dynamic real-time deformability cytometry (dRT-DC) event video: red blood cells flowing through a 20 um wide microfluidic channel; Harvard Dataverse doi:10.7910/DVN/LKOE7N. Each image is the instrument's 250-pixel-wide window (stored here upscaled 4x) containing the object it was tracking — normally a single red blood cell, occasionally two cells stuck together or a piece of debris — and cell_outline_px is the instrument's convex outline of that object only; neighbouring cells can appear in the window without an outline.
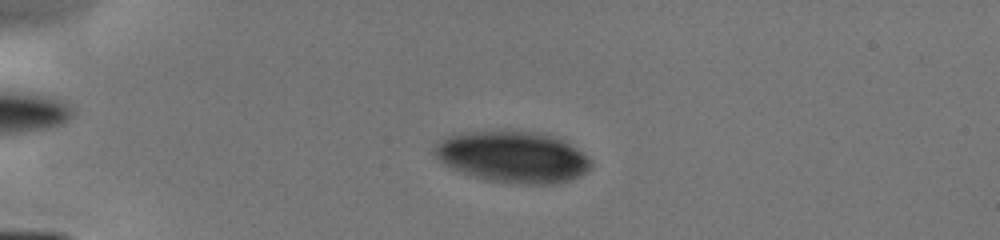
{"species": "human", "species_latin": "Homo sapiens", "temperature_condition": "cold", "stored_images_in_passage": 15, "camera_frame_rate_fps": 3000, "um_per_image_px": 0.085, "donor": {"sex": "male"}, "frame": {"image": 1, "passage_image": 11, "time_ms": 3.333, "image_size_px": [1000, 240], "cell_outline_px": [[592, 168], [580, 176], [568, 180], [552, 184], [520, 184], [484, 180], [472, 176], [452, 168], [444, 164], [432, 152], [432, 148], [444, 136], [468, 132], [528, 132], [552, 136], [576, 148], [588, 156], [592, 160]], "centroid_in_image_um": [43.57, 13.36], "position_along_channel_um": 41.4, "area_um2": 46.47}}